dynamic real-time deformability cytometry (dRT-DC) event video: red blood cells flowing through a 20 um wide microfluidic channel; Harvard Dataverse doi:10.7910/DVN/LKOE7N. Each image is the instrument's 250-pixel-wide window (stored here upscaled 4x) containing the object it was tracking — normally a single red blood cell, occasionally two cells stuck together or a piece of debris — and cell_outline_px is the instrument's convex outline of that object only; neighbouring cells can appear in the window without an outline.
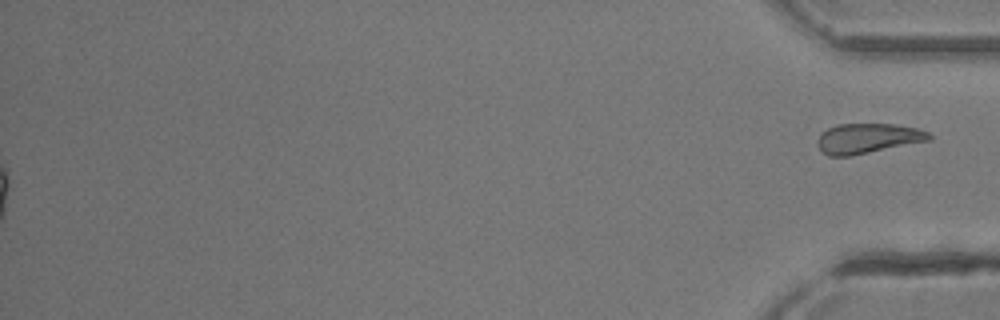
{"species": "common noctule bat (a hibernating species)", "species_latin": "Nyctalus noctula", "temperature_condition": "room temperature", "stored_images_in_passage": 34, "segment_of_instrument_passage": [2, 2], "camera_frame_rate_fps": 3000, "um_per_image_px": 0.085, "animal": {"sex": "female"}, "frame": {"image": 1, "passage_image": 34, "time_ms": 11.0, "image_size_px": [1000, 320], "cell_outline_px": [[932, 140], [852, 156], [828, 156], [820, 152], [816, 144], [820, 136], [828, 128], [836, 124], [896, 124], [920, 128], [928, 132], [932, 136]], "centroid_in_image_um": [73.78, 11.77], "position_along_channel_um": 361.4, "area_um2": 19.83}}